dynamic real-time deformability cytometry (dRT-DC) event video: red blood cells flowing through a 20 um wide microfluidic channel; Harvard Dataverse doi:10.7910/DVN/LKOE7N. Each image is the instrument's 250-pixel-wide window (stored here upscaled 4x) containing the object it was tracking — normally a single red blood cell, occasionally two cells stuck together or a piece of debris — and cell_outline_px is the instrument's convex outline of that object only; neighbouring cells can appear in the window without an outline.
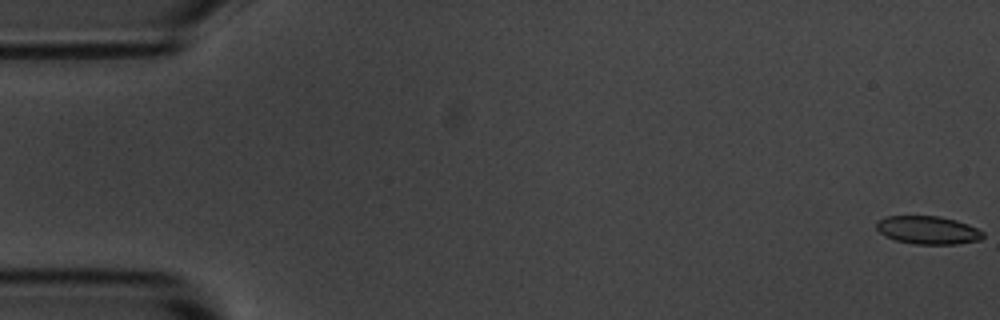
{"species": "common noctule bat (a hibernating species)", "species_latin": "Nyctalus noctula", "temperature_condition": "room temperature", "stored_images_in_passage": 4, "camera_frame_rate_fps": 3000, "um_per_image_px": 0.085, "animal": {"sex": "male", "body_mass_g": 20.1, "forearm_length_mm": 53.5}, "frame": {"image": 1, "passage_image": 1, "time_ms": 0.0, "image_size_px": [1000, 320], "cell_outline_px": [[984, 236], [980, 240], [956, 244], [916, 244], [896, 240], [884, 236], [876, 228], [876, 224], [880, 220], [888, 216], [940, 216], [956, 220], [968, 224], [984, 232]], "centroid_in_image_um": [78.89, 19.56], "position_along_channel_um": 6.1, "area_um2": 17.4}}